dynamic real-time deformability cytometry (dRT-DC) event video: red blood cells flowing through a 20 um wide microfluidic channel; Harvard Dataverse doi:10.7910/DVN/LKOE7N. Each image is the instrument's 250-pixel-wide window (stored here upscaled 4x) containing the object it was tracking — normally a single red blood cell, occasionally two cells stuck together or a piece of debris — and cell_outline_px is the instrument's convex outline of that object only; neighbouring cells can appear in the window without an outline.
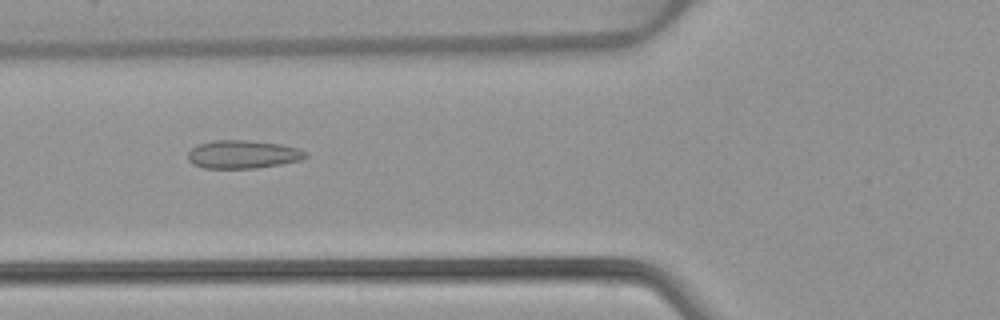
{"species": "common noctule bat (a hibernating species)", "species_latin": "Nyctalus noctula", "temperature_condition": "warm", "stored_images_in_passage": 47, "camera_frame_rate_fps": 3000, "um_per_image_px": 0.085, "animal": {"sex": "female", "body_mass_g": 22.7, "forearm_length_mm": 54.2}, "frame": {"image": 1, "passage_image": 15, "time_ms": 4.667, "image_size_px": [1000, 320], "cell_outline_px": [[308, 156], [300, 160], [280, 164], [256, 168], [204, 168], [192, 164], [188, 160], [188, 152], [196, 144], [212, 140], [248, 140], [280, 144], [296, 148], [308, 152]], "centroid_in_image_um": [20.61, 13.11], "position_along_channel_um": 105.2, "area_um2": 19.42}}
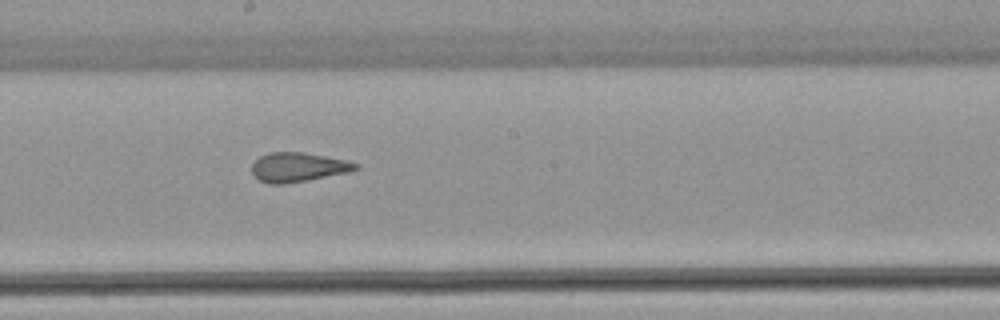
{"frame": {"image": 2, "passage_image": 24, "time_ms": 7.667, "image_size_px": [1000, 320], "cell_outline_px": [[360, 168], [348, 172], [308, 180], [284, 184], [268, 184], [260, 180], [252, 172], [252, 164], [260, 156], [268, 152], [304, 152], [344, 160], [360, 164]], "centroid_in_image_um": [25.33, 14.21], "position_along_channel_um": 222.9, "area_um2": 17.63}}
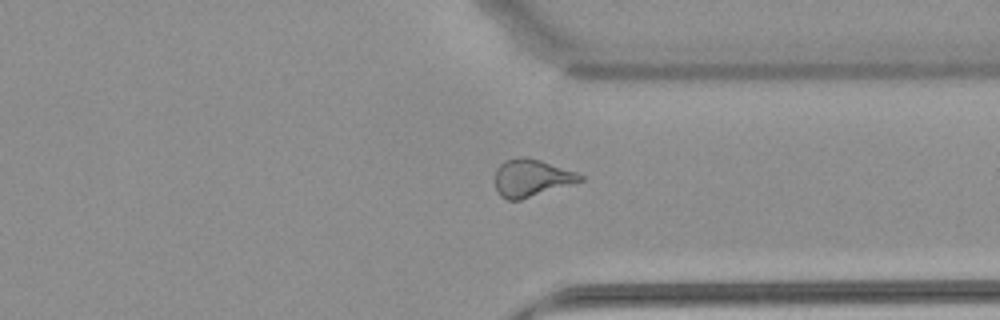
{"frame": {"image": 3, "passage_image": 35, "time_ms": 11.333, "image_size_px": [1000, 320], "cell_outline_px": [[584, 180], [572, 184], [520, 200], [508, 200], [500, 196], [496, 192], [496, 168], [504, 160], [520, 156], [528, 156], [576, 172], [584, 176]], "centroid_in_image_um": [45.15, 15.11], "position_along_channel_um": 366.2, "area_um2": 18.61}, "authors_computed_cell_mechanics": {"area_um2": 18.6116, "velocity_mm_per_s": 3.9199, "shape_relaxation_time_tau1_ms": null, "shape_relaxation_time_tau2_ms": 1.76, "deformation_change_tau1": null, "deformation_change_tau2": 0.0963}}